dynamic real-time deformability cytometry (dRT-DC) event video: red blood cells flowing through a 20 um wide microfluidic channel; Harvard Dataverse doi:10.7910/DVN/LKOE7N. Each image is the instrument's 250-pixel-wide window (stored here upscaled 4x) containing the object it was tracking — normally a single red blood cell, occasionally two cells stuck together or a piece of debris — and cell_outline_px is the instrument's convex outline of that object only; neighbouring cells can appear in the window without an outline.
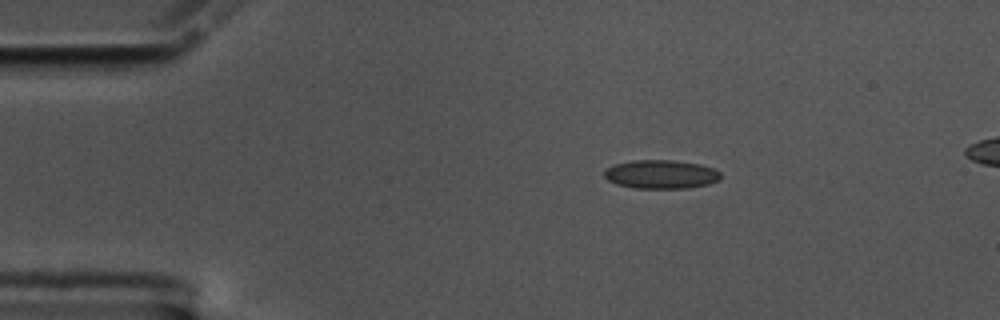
{"species": "common noctule bat (a hibernating species)", "species_latin": "Nyctalus noctula", "temperature_condition": "cold", "stored_images_in_passage": 48, "camera_frame_rate_fps": 3000, "um_per_image_px": 0.085, "animal": {"sex": "male", "body_mass_g": 17.5, "forearm_length_mm": 52.3}, "frame": {"image": 1, "passage_image": 1, "time_ms": 0.0, "image_size_px": [1000, 320], "cell_outline_px": [[720, 180], [708, 184], [688, 188], [636, 188], [616, 184], [608, 180], [604, 176], [604, 172], [612, 164], [632, 160], [672, 160], [700, 164], [712, 168], [720, 172]], "centroid_in_image_um": [56.17, 14.81], "position_along_channel_um": 28.8, "area_um2": 19.48}}
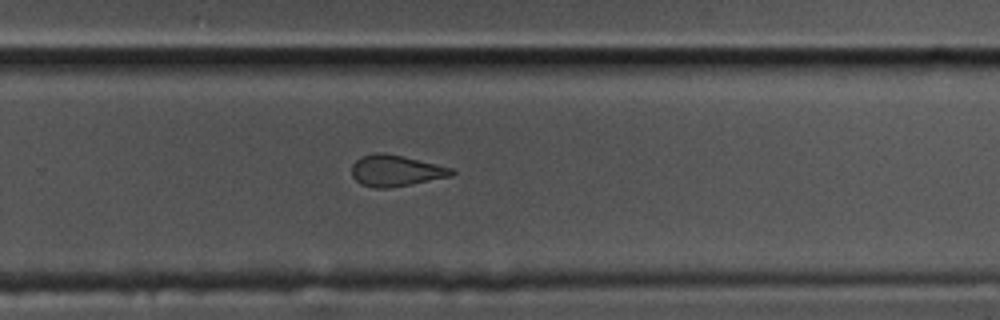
{"frame": {"image": 2, "passage_image": 28, "time_ms": 9.0, "image_size_px": [1000, 320], "cell_outline_px": [[456, 172], [452, 176], [412, 184], [388, 188], [372, 188], [360, 184], [352, 176], [352, 164], [360, 156], [376, 152], [384, 152], [452, 168]], "centroid_in_image_um": [33.6, 14.51], "position_along_channel_um": 296.2, "area_um2": 18.21}}
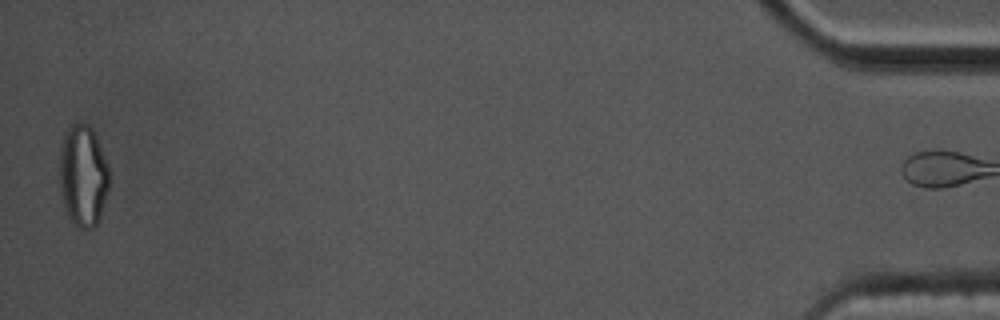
{"frame": {"image": 3, "passage_image": 47, "time_ms": 15.333, "image_size_px": [1000, 320], "cell_outline_px": [[108, 188], [100, 216], [96, 224], [92, 228], [80, 228], [68, 216], [64, 204], [60, 188], [60, 148], [64, 136], [68, 128], [72, 124], [88, 124], [92, 128], [96, 136], [104, 156], [108, 168]], "centroid_in_image_um": [7.05, 14.92], "position_along_channel_um": 428.1, "area_um2": 28.84}, "authors_computed_cell_mechanics": {"area_um2": 18.8717, "velocity_mm_per_s": 3.5501, "shape_relaxation_time_tau1_ms": null, "shape_relaxation_time_tau2_ms": 2.5225, "deformation_change_tau1": null, "deformation_change_tau2": 0.103}}